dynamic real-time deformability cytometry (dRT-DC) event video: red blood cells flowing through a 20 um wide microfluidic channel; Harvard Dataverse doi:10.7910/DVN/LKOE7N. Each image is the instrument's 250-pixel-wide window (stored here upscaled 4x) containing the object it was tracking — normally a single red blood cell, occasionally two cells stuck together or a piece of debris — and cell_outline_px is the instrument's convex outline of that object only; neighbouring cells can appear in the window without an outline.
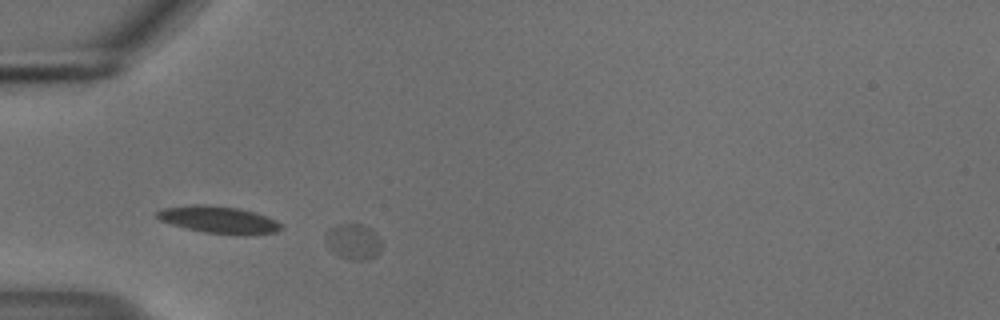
{"species": "common noctule bat (a hibernating species)", "species_latin": "Nyctalus noctula", "temperature_condition": "cold", "stored_images_in_passage": 5, "camera_frame_rate_fps": 3000, "um_per_image_px": 0.085, "animal": {"sex": "male", "body_mass_g": 18.8}, "frame": {"image": 1, "passage_image": 5, "time_ms": 1.333, "image_size_px": [1000, 320], "cell_outline_px": [[380, 252], [376, 256], [368, 260], [356, 260], [340, 256], [328, 248], [324, 240], [324, 232], [328, 228], [340, 224], [360, 224], [368, 228], [380, 236]], "centroid_in_image_um": [29.99, 20.53], "position_along_channel_um": 55.0, "area_um2": 11.73}}